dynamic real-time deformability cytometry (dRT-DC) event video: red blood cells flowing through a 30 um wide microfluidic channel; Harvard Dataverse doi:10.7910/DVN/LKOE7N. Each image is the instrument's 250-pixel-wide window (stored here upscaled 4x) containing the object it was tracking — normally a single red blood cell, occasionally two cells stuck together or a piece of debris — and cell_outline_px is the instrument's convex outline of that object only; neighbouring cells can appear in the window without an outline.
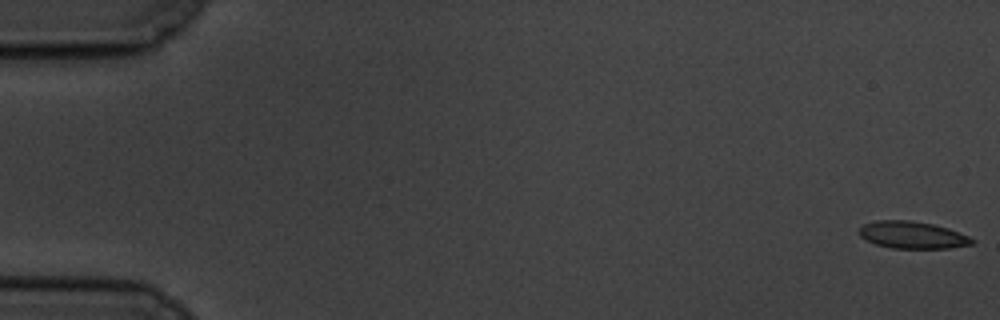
{"species": "common noctule bat (a hibernating species)", "species_latin": "Nyctalus noctula", "temperature_condition": "cold", "stored_images_in_passage": 54, "camera_frame_rate_fps": 3000, "um_per_image_px": 0.085, "animal": {"sex": "male", "body_mass_g": 19.5, "forearm_length_mm": 54.6}, "frame": {"image": 1, "passage_image": 1, "time_ms": 0.0, "image_size_px": [1000, 320], "cell_outline_px": [[976, 240], [972, 244], [948, 248], [892, 248], [876, 244], [860, 236], [860, 228], [864, 224], [876, 220], [908, 220], [932, 224], [948, 228], [968, 236]], "centroid_in_image_um": [77.56, 19.97], "position_along_channel_um": 7.4, "area_um2": 17.63}}
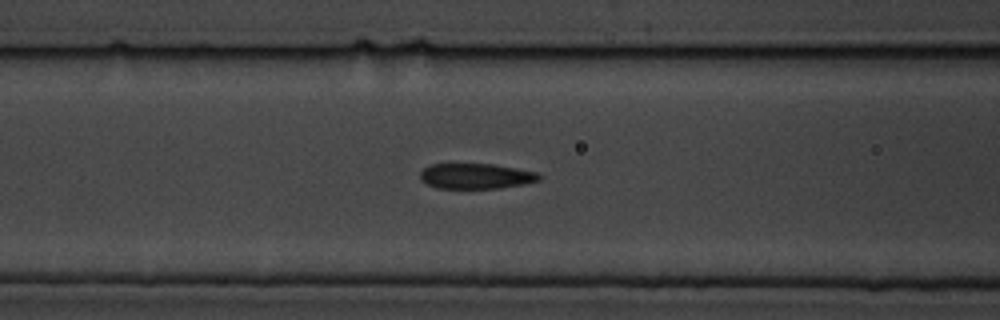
{"frame": {"image": 2, "passage_image": 24, "time_ms": 7.667, "image_size_px": [1000, 320], "cell_outline_px": [[540, 180], [524, 184], [500, 188], [436, 188], [420, 180], [420, 172], [428, 164], [492, 164], [516, 168], [536, 172], [540, 176]], "centroid_in_image_um": [40.42, 14.97], "position_along_channel_um": 126.2, "area_um2": 17.57}}
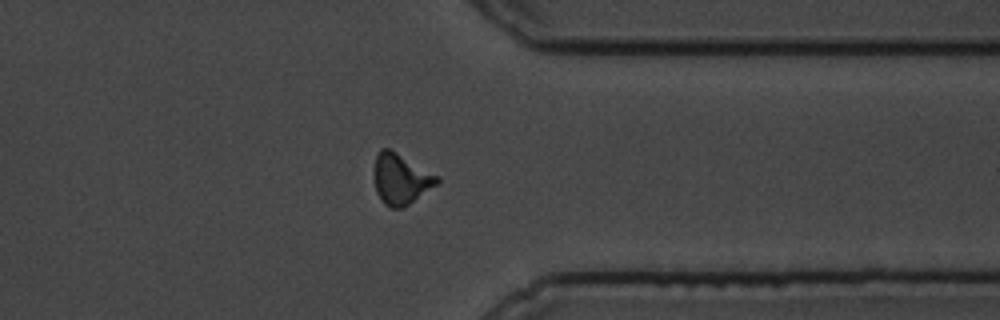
{"frame": {"image": 3, "passage_image": 46, "time_ms": 15.0, "image_size_px": [1000, 320], "cell_outline_px": [[440, 180], [436, 184], [404, 208], [388, 208], [380, 200], [376, 192], [372, 172], [372, 168], [376, 156], [380, 148], [388, 148], [396, 152], [440, 176]], "centroid_in_image_um": [34.02, 15.22], "position_along_channel_um": 377.4, "area_um2": 18.9}, "authors_computed_cell_mechanics": {"area_um2": 18.2648, "velocity_mm_per_s": 3.4774, "shape_relaxation_time_tau1_ms": 8.1921, "shape_relaxation_time_tau2_ms": 1.7483, "deformation_change_tau1": 0.1639, "deformation_change_tau2": 0.0688}}